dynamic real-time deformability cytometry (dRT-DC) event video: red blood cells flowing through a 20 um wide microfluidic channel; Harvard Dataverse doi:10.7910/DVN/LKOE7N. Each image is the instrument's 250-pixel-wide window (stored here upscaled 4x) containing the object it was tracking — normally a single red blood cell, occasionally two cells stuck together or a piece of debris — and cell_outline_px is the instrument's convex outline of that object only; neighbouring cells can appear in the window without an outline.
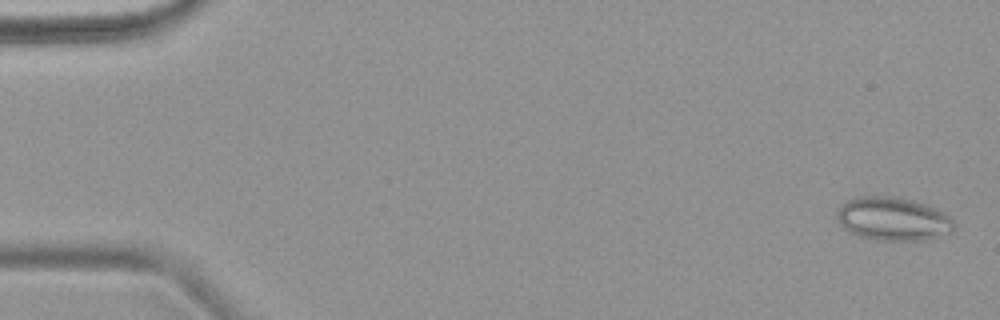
{"species": "common noctule bat (a hibernating species)", "species_latin": "Nyctalus noctula", "temperature_condition": "warm", "stored_images_in_passage": 4, "camera_frame_rate_fps": 3000, "um_per_image_px": 0.085, "animal": {"sex": "female", "body_mass_g": 18.4}, "frame": {"image": 1, "passage_image": 1, "time_ms": 0.0, "image_size_px": [1000, 320], "cell_outline_px": [[952, 232], [920, 240], [884, 240], [860, 236], [844, 228], [840, 224], [836, 216], [836, 212], [848, 200], [860, 196], [892, 196], [912, 200], [924, 204], [944, 212], [952, 220]], "centroid_in_image_um": [75.88, 18.59], "position_along_channel_um": 9.1, "area_um2": 28.96}}